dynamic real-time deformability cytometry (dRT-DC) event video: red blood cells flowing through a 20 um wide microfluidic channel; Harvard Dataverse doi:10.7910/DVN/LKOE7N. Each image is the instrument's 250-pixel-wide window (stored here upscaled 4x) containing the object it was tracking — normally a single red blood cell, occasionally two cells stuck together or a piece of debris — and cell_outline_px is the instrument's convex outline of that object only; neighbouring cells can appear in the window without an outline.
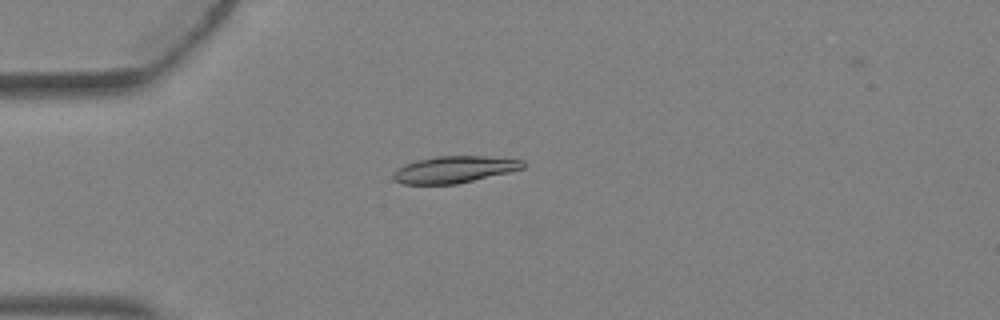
{"species": "Egyptian fruit bat (a non-hibernating species)", "species_latin": "Rousettus aegyptiacus", "temperature_condition": "warm", "stored_images_in_passage": 3, "camera_frame_rate_fps": 3000, "um_per_image_px": 0.085, "animal": {"sex": "female"}, "frame": {"image": 1, "passage_image": 3, "time_ms": 0.667, "image_size_px": [1000, 320], "cell_outline_px": [[524, 168], [508, 172], [456, 184], [400, 184], [392, 180], [392, 176], [404, 164], [436, 156], [484, 156], [524, 160]], "centroid_in_image_um": [38.6, 14.41], "position_along_channel_um": 46.4, "area_um2": 20.0}}